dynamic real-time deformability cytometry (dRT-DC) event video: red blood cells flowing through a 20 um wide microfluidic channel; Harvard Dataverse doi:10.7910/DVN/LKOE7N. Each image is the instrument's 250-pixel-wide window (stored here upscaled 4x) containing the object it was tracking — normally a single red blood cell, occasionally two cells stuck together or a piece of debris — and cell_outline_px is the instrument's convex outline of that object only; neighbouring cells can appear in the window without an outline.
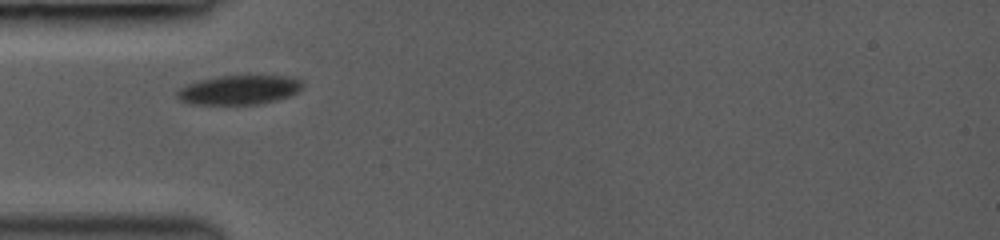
{"species": "common noctule bat (a hibernating species)", "species_latin": "Nyctalus noctula", "temperature_condition": "room temperature", "stored_images_in_passage": 19, "camera_frame_rate_fps": 3000, "um_per_image_px": 0.085, "animal": {"sex": "female", "body_mass_g": 19.0, "forearm_length_mm": 53.3}, "frame": {"image": 1, "passage_image": 1, "time_ms": 0.0, "image_size_px": [1000, 240], "cell_outline_px": [[304, 88], [288, 96], [276, 100], [260, 104], [192, 104], [180, 100], [176, 96], [176, 92], [180, 88], [188, 84], [200, 80], [220, 76], [248, 72], [288, 76], [304, 80]], "centroid_in_image_um": [20.41, 7.58], "position_along_channel_um": 64.6, "area_um2": 22.37}}
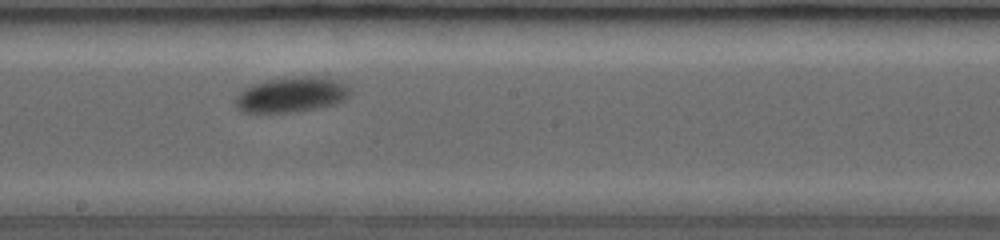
{"frame": {"image": 2, "passage_image": 9, "time_ms": 4.0, "image_size_px": [1000, 240], "cell_outline_px": [[352, 92], [348, 100], [336, 104], [316, 108], [292, 112], [240, 112], [236, 108], [236, 96], [244, 88], [252, 84], [268, 80], [296, 76], [312, 76], [336, 80], [348, 84]], "centroid_in_image_um": [24.82, 8.05], "position_along_channel_um": 223.4, "area_um2": 23.76}}
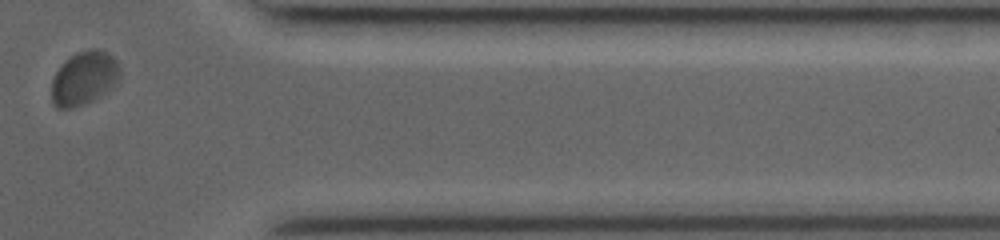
{"frame": {"image": 3, "passage_image": 17, "time_ms": 8.667, "image_size_px": [1000, 240], "cell_outline_px": [[120, 84], [100, 96], [84, 104], [72, 108], [56, 108], [52, 104], [52, 80], [56, 72], [64, 60], [76, 52], [92, 48], [96, 48], [108, 52], [116, 60], [120, 68]], "centroid_in_image_um": [7.18, 6.64], "position_along_channel_um": 404.2, "area_um2": 21.85}, "authors_computed_cell_mechanics": {"area_um2": 22.542, "velocity_mm_per_s": 4.0186, "shape_relaxation_time_tau1_ms": 1.5866, "shape_relaxation_time_tau2_ms": null, "deformation_change_tau1": 0.0657, "deformation_change_tau2": null}}